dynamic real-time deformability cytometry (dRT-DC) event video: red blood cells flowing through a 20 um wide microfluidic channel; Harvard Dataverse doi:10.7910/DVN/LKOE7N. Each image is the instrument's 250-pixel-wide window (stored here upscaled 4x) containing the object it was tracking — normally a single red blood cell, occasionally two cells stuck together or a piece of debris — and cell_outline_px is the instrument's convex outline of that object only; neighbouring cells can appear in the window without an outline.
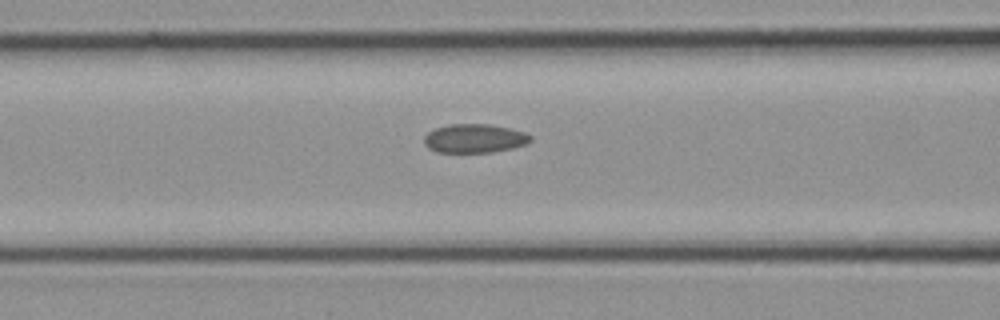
{"species": "common noctule bat (a hibernating species)", "species_latin": "Nyctalus noctula", "temperature_condition": "cold", "stored_images_in_passage": 16, "camera_frame_rate_fps": 3000, "um_per_image_px": 0.085, "animal": {"sex": "female", "body_mass_g": 21.9}, "frame": {"image": 1, "passage_image": 12, "time_ms": 3.667, "image_size_px": [1000, 320], "cell_outline_px": [[532, 140], [528, 144], [512, 148], [492, 152], [436, 152], [428, 148], [424, 144], [424, 136], [428, 132], [436, 128], [448, 124], [488, 124], [508, 128], [524, 132], [532, 136]], "centroid_in_image_um": [40.33, 11.77], "position_along_channel_um": 126.3, "area_um2": 17.92}}
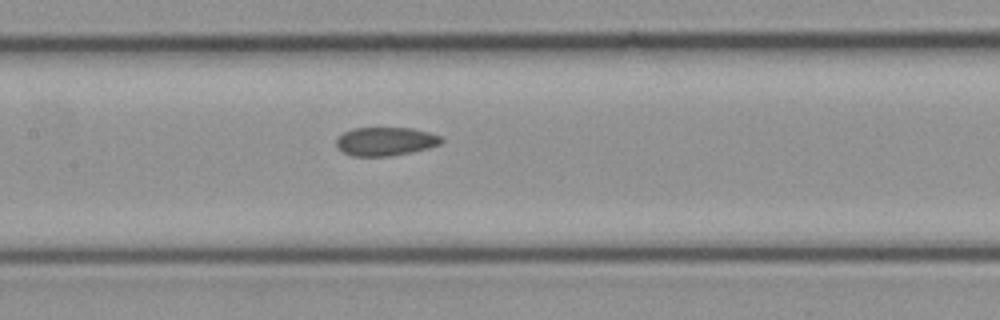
{"frame": {"image": 2, "passage_image": 14, "time_ms": 4.333, "image_size_px": [1000, 320], "cell_outline_px": [[444, 140], [440, 144], [428, 148], [412, 152], [392, 156], [352, 156], [336, 148], [336, 140], [344, 132], [352, 128], [412, 128], [428, 132], [440, 136]], "centroid_in_image_um": [32.76, 12.02], "position_along_channel_um": 174.6, "area_um2": 17.51}}
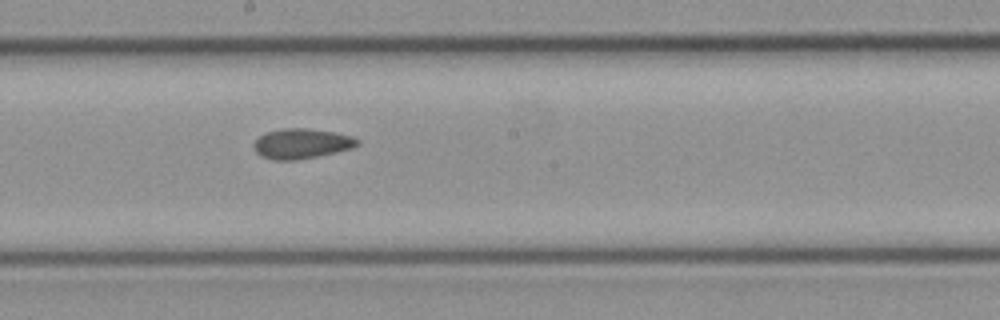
{"frame": {"image": 3, "passage_image": 16, "time_ms": 5.0, "image_size_px": [1000, 320], "cell_outline_px": [[360, 144], [352, 148], [336, 152], [296, 160], [272, 160], [260, 156], [256, 152], [252, 144], [264, 132], [280, 128], [308, 128], [336, 132], [352, 136], [360, 140]], "centroid_in_image_um": [25.62, 12.19], "position_along_channel_um": 222.6, "area_um2": 18.38}}